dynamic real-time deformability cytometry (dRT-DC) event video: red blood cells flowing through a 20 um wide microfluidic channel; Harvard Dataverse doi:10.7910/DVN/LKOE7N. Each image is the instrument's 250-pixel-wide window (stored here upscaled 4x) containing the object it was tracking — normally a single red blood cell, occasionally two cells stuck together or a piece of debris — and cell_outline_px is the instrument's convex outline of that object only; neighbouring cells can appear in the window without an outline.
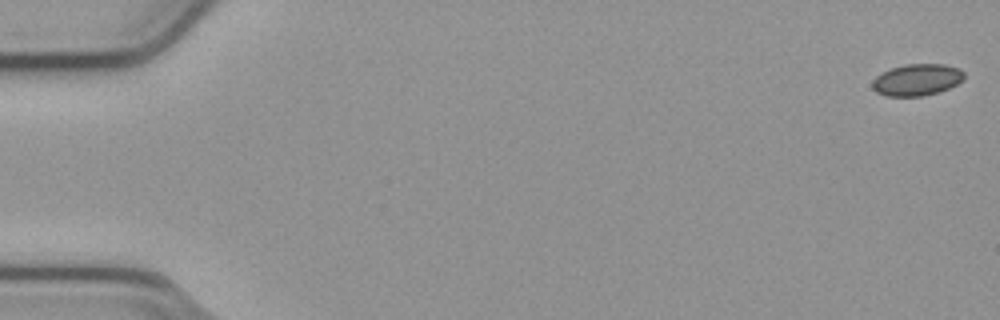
{"species": "common noctule bat (a hibernating species)", "species_latin": "Nyctalus noctula", "temperature_condition": "cold", "stored_images_in_passage": 8, "camera_frame_rate_fps": 3000, "um_per_image_px": 0.085, "animal": {"sex": "male", "body_mass_g": 23.1, "forearm_length_mm": 52.7}, "frame": {"image": 1, "passage_image": 1, "time_ms": 0.0, "image_size_px": [1000, 320], "cell_outline_px": [[964, 80], [940, 92], [924, 96], [888, 96], [876, 92], [872, 88], [872, 80], [876, 76], [892, 68], [904, 64], [944, 64], [960, 68], [964, 72]], "centroid_in_image_um": [77.96, 6.78], "position_along_channel_um": 7.0, "area_um2": 17.05}}